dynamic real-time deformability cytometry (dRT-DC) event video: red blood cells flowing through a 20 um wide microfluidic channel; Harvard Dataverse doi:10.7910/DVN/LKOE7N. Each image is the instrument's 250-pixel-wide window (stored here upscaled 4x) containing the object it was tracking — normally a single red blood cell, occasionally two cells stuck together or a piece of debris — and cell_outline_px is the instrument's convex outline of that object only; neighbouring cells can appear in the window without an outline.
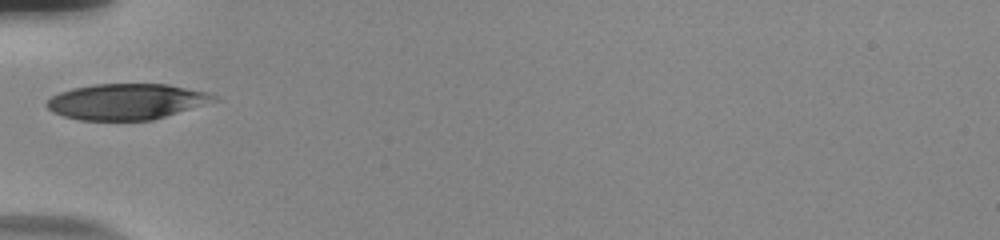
{"species": "human", "species_latin": "Homo sapiens", "temperature_condition": "room temperature", "stored_images_in_passage": 36, "camera_frame_rate_fps": 3000, "um_per_image_px": 0.085, "donor": {"sex": "male"}, "frame": {"image": 1, "passage_image": 1, "time_ms": 0.0, "image_size_px": [1000, 240], "cell_outline_px": [[220, 100], [152, 120], [80, 120], [64, 116], [52, 112], [44, 104], [52, 96], [60, 92], [72, 88], [96, 84], [168, 84], [208, 92], [216, 96]], "centroid_in_image_um": [10.76, 8.63], "position_along_channel_um": 74.2, "area_um2": 34.91}}
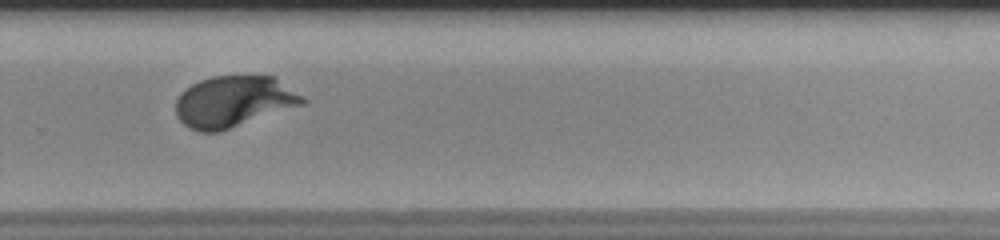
{"frame": {"image": 2, "passage_image": 20, "time_ms": 6.333, "image_size_px": [1000, 240], "cell_outline_px": [[308, 100], [304, 104], [220, 132], [200, 132], [188, 128], [176, 116], [176, 100], [180, 92], [184, 88], [200, 80], [212, 76], [276, 76], [304, 96]], "centroid_in_image_um": [19.87, 8.63], "position_along_channel_um": 309.9, "area_um2": 38.26}}
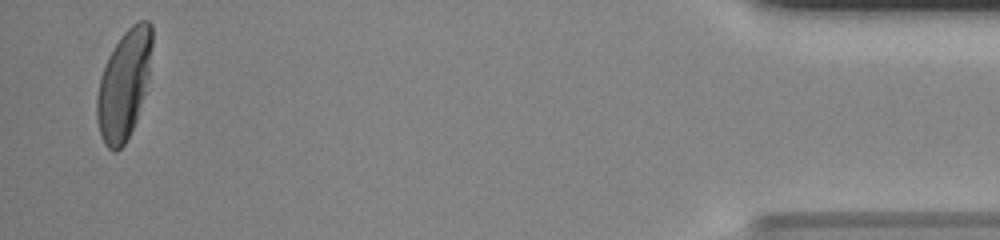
{"frame": {"image": 3, "passage_image": 35, "time_ms": 11.333, "image_size_px": [1000, 240], "cell_outline_px": [[152, 48], [148, 76], [144, 92], [136, 120], [124, 144], [116, 152], [112, 152], [104, 144], [100, 136], [96, 116], [96, 96], [100, 76], [108, 56], [124, 32], [132, 24], [140, 20], [148, 20], [152, 24]], "centroid_in_image_um": [10.52, 7.19], "position_along_channel_um": 424.7, "area_um2": 34.91}, "authors_computed_cell_mechanics": {"area_um2": 36.9631, "velocity_mm_per_s": 3.7281, "shape_relaxation_time_tau1_ms": 2.7927, "shape_relaxation_time_tau2_ms": null, "deformation_change_tau1": 0.1541, "deformation_change_tau2": null}}